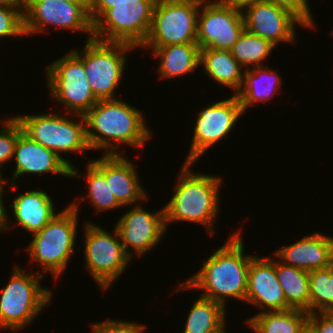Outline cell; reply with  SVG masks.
Segmentation results:
<instances>
[{
    "label": "cell",
    "instance_id": "1",
    "mask_svg": "<svg viewBox=\"0 0 333 333\" xmlns=\"http://www.w3.org/2000/svg\"><path fill=\"white\" fill-rule=\"evenodd\" d=\"M239 231L229 235L224 245L213 252L206 261H202L201 269L180 282L181 285L174 292L199 289L203 292L200 296L224 307L229 297L245 301L248 271L251 259L255 255L244 254V241Z\"/></svg>",
    "mask_w": 333,
    "mask_h": 333
},
{
    "label": "cell",
    "instance_id": "2",
    "mask_svg": "<svg viewBox=\"0 0 333 333\" xmlns=\"http://www.w3.org/2000/svg\"><path fill=\"white\" fill-rule=\"evenodd\" d=\"M143 114L118 98L98 100L84 115L90 149H104V155H118L121 154L120 143L133 148L143 147L152 135Z\"/></svg>",
    "mask_w": 333,
    "mask_h": 333
},
{
    "label": "cell",
    "instance_id": "3",
    "mask_svg": "<svg viewBox=\"0 0 333 333\" xmlns=\"http://www.w3.org/2000/svg\"><path fill=\"white\" fill-rule=\"evenodd\" d=\"M194 163L184 162L173 186V195L164 205L165 227L174 221H185L204 225L211 236L214 234L222 179L215 175L192 172Z\"/></svg>",
    "mask_w": 333,
    "mask_h": 333
},
{
    "label": "cell",
    "instance_id": "4",
    "mask_svg": "<svg viewBox=\"0 0 333 333\" xmlns=\"http://www.w3.org/2000/svg\"><path fill=\"white\" fill-rule=\"evenodd\" d=\"M77 199L81 198L76 197L42 230L32 235L33 239L27 247V252L30 262L40 263L42 270L38 272H42L43 276L49 272L53 278H58L67 269L69 259L75 253L77 229H79L78 203L83 200Z\"/></svg>",
    "mask_w": 333,
    "mask_h": 333
},
{
    "label": "cell",
    "instance_id": "5",
    "mask_svg": "<svg viewBox=\"0 0 333 333\" xmlns=\"http://www.w3.org/2000/svg\"><path fill=\"white\" fill-rule=\"evenodd\" d=\"M8 284L0 293V329L23 330L53 299V292L42 287L41 273H25L15 264Z\"/></svg>",
    "mask_w": 333,
    "mask_h": 333
},
{
    "label": "cell",
    "instance_id": "6",
    "mask_svg": "<svg viewBox=\"0 0 333 333\" xmlns=\"http://www.w3.org/2000/svg\"><path fill=\"white\" fill-rule=\"evenodd\" d=\"M84 50L71 49L83 62L92 93L97 100L116 99V92L125 74L126 54L137 49L121 42L86 40ZM116 89V90H115Z\"/></svg>",
    "mask_w": 333,
    "mask_h": 333
},
{
    "label": "cell",
    "instance_id": "7",
    "mask_svg": "<svg viewBox=\"0 0 333 333\" xmlns=\"http://www.w3.org/2000/svg\"><path fill=\"white\" fill-rule=\"evenodd\" d=\"M157 0H123L93 23V38L140 47L146 40Z\"/></svg>",
    "mask_w": 333,
    "mask_h": 333
},
{
    "label": "cell",
    "instance_id": "8",
    "mask_svg": "<svg viewBox=\"0 0 333 333\" xmlns=\"http://www.w3.org/2000/svg\"><path fill=\"white\" fill-rule=\"evenodd\" d=\"M76 117H80L79 122L55 112L15 116L27 136L60 157L62 152L68 157L70 152L91 150L87 142L84 116L77 114Z\"/></svg>",
    "mask_w": 333,
    "mask_h": 333
},
{
    "label": "cell",
    "instance_id": "9",
    "mask_svg": "<svg viewBox=\"0 0 333 333\" xmlns=\"http://www.w3.org/2000/svg\"><path fill=\"white\" fill-rule=\"evenodd\" d=\"M85 222V266L95 283L104 291L123 274L132 258L125 252L115 227L110 233L100 225Z\"/></svg>",
    "mask_w": 333,
    "mask_h": 333
},
{
    "label": "cell",
    "instance_id": "10",
    "mask_svg": "<svg viewBox=\"0 0 333 333\" xmlns=\"http://www.w3.org/2000/svg\"><path fill=\"white\" fill-rule=\"evenodd\" d=\"M45 74L51 98L63 104L72 117L84 116L98 102L91 91L83 62L71 50L47 65Z\"/></svg>",
    "mask_w": 333,
    "mask_h": 333
},
{
    "label": "cell",
    "instance_id": "11",
    "mask_svg": "<svg viewBox=\"0 0 333 333\" xmlns=\"http://www.w3.org/2000/svg\"><path fill=\"white\" fill-rule=\"evenodd\" d=\"M201 0H157L148 36L140 47L197 43Z\"/></svg>",
    "mask_w": 333,
    "mask_h": 333
},
{
    "label": "cell",
    "instance_id": "12",
    "mask_svg": "<svg viewBox=\"0 0 333 333\" xmlns=\"http://www.w3.org/2000/svg\"><path fill=\"white\" fill-rule=\"evenodd\" d=\"M51 25L66 31L85 32L87 40L93 38V24L89 12L82 5L70 0H26V36L48 32L46 28L52 27Z\"/></svg>",
    "mask_w": 333,
    "mask_h": 333
},
{
    "label": "cell",
    "instance_id": "13",
    "mask_svg": "<svg viewBox=\"0 0 333 333\" xmlns=\"http://www.w3.org/2000/svg\"><path fill=\"white\" fill-rule=\"evenodd\" d=\"M243 114L235 94L206 105L196 116L193 138L185 162L195 163L206 150L225 139Z\"/></svg>",
    "mask_w": 333,
    "mask_h": 333
},
{
    "label": "cell",
    "instance_id": "14",
    "mask_svg": "<svg viewBox=\"0 0 333 333\" xmlns=\"http://www.w3.org/2000/svg\"><path fill=\"white\" fill-rule=\"evenodd\" d=\"M197 18V44L200 49L230 51L245 30L242 10L218 0H201Z\"/></svg>",
    "mask_w": 333,
    "mask_h": 333
},
{
    "label": "cell",
    "instance_id": "15",
    "mask_svg": "<svg viewBox=\"0 0 333 333\" xmlns=\"http://www.w3.org/2000/svg\"><path fill=\"white\" fill-rule=\"evenodd\" d=\"M114 226L119 233L125 252L131 258L134 254L138 257L144 256L161 242L166 232L164 208L151 212L139 203L123 214Z\"/></svg>",
    "mask_w": 333,
    "mask_h": 333
},
{
    "label": "cell",
    "instance_id": "16",
    "mask_svg": "<svg viewBox=\"0 0 333 333\" xmlns=\"http://www.w3.org/2000/svg\"><path fill=\"white\" fill-rule=\"evenodd\" d=\"M245 30L270 41L279 43H295L296 26L305 24L292 12L275 4L260 0L242 9Z\"/></svg>",
    "mask_w": 333,
    "mask_h": 333
},
{
    "label": "cell",
    "instance_id": "17",
    "mask_svg": "<svg viewBox=\"0 0 333 333\" xmlns=\"http://www.w3.org/2000/svg\"><path fill=\"white\" fill-rule=\"evenodd\" d=\"M245 302L262 310L261 312L292 309L286 303L275 272V257L254 256L251 259Z\"/></svg>",
    "mask_w": 333,
    "mask_h": 333
},
{
    "label": "cell",
    "instance_id": "18",
    "mask_svg": "<svg viewBox=\"0 0 333 333\" xmlns=\"http://www.w3.org/2000/svg\"><path fill=\"white\" fill-rule=\"evenodd\" d=\"M15 170L10 178V186L15 189L16 179L26 174H59L71 178L73 164L69 159L60 157L56 152L47 149L32 140L23 131L15 143Z\"/></svg>",
    "mask_w": 333,
    "mask_h": 333
},
{
    "label": "cell",
    "instance_id": "19",
    "mask_svg": "<svg viewBox=\"0 0 333 333\" xmlns=\"http://www.w3.org/2000/svg\"><path fill=\"white\" fill-rule=\"evenodd\" d=\"M125 154L102 155L90 162L105 176L111 193L123 206L137 205L144 199L147 192L140 183L136 166Z\"/></svg>",
    "mask_w": 333,
    "mask_h": 333
},
{
    "label": "cell",
    "instance_id": "20",
    "mask_svg": "<svg viewBox=\"0 0 333 333\" xmlns=\"http://www.w3.org/2000/svg\"><path fill=\"white\" fill-rule=\"evenodd\" d=\"M274 252L272 255L282 263L311 272L333 264V238L313 232Z\"/></svg>",
    "mask_w": 333,
    "mask_h": 333
},
{
    "label": "cell",
    "instance_id": "21",
    "mask_svg": "<svg viewBox=\"0 0 333 333\" xmlns=\"http://www.w3.org/2000/svg\"><path fill=\"white\" fill-rule=\"evenodd\" d=\"M42 190H30L17 196L12 202L14 224L35 234L58 214L51 197ZM17 223V224H16Z\"/></svg>",
    "mask_w": 333,
    "mask_h": 333
},
{
    "label": "cell",
    "instance_id": "22",
    "mask_svg": "<svg viewBox=\"0 0 333 333\" xmlns=\"http://www.w3.org/2000/svg\"><path fill=\"white\" fill-rule=\"evenodd\" d=\"M140 48H150L153 57L160 59L157 66L160 79L182 77L200 67V47L197 43Z\"/></svg>",
    "mask_w": 333,
    "mask_h": 333
},
{
    "label": "cell",
    "instance_id": "23",
    "mask_svg": "<svg viewBox=\"0 0 333 333\" xmlns=\"http://www.w3.org/2000/svg\"><path fill=\"white\" fill-rule=\"evenodd\" d=\"M243 84L236 96L245 113L251 105L267 102L282 85V79L276 70L269 67H250L244 69Z\"/></svg>",
    "mask_w": 333,
    "mask_h": 333
},
{
    "label": "cell",
    "instance_id": "24",
    "mask_svg": "<svg viewBox=\"0 0 333 333\" xmlns=\"http://www.w3.org/2000/svg\"><path fill=\"white\" fill-rule=\"evenodd\" d=\"M200 66L213 79V82L231 88L235 95L243 84V67L230 51L220 49H200Z\"/></svg>",
    "mask_w": 333,
    "mask_h": 333
},
{
    "label": "cell",
    "instance_id": "25",
    "mask_svg": "<svg viewBox=\"0 0 333 333\" xmlns=\"http://www.w3.org/2000/svg\"><path fill=\"white\" fill-rule=\"evenodd\" d=\"M309 313L300 309L259 312L245 323L256 333H299Z\"/></svg>",
    "mask_w": 333,
    "mask_h": 333
},
{
    "label": "cell",
    "instance_id": "26",
    "mask_svg": "<svg viewBox=\"0 0 333 333\" xmlns=\"http://www.w3.org/2000/svg\"><path fill=\"white\" fill-rule=\"evenodd\" d=\"M275 259V272L284 291L286 303L292 309H300L309 313V272Z\"/></svg>",
    "mask_w": 333,
    "mask_h": 333
},
{
    "label": "cell",
    "instance_id": "27",
    "mask_svg": "<svg viewBox=\"0 0 333 333\" xmlns=\"http://www.w3.org/2000/svg\"><path fill=\"white\" fill-rule=\"evenodd\" d=\"M226 307L199 296L189 310L183 333H212L226 322Z\"/></svg>",
    "mask_w": 333,
    "mask_h": 333
},
{
    "label": "cell",
    "instance_id": "28",
    "mask_svg": "<svg viewBox=\"0 0 333 333\" xmlns=\"http://www.w3.org/2000/svg\"><path fill=\"white\" fill-rule=\"evenodd\" d=\"M86 173L85 176L83 174L77 172V168L75 165L71 167V177L75 179L77 178H86L87 182V196L88 200L95 211L103 212L107 210H113L119 207H122L116 198L114 197L113 193H111V189L109 188V183H107L105 176L89 161L86 164Z\"/></svg>",
    "mask_w": 333,
    "mask_h": 333
},
{
    "label": "cell",
    "instance_id": "29",
    "mask_svg": "<svg viewBox=\"0 0 333 333\" xmlns=\"http://www.w3.org/2000/svg\"><path fill=\"white\" fill-rule=\"evenodd\" d=\"M275 47L270 41L244 30L230 52L243 68L249 69L251 65L264 66L263 60L269 57Z\"/></svg>",
    "mask_w": 333,
    "mask_h": 333
},
{
    "label": "cell",
    "instance_id": "30",
    "mask_svg": "<svg viewBox=\"0 0 333 333\" xmlns=\"http://www.w3.org/2000/svg\"><path fill=\"white\" fill-rule=\"evenodd\" d=\"M309 314L333 311V264L309 272Z\"/></svg>",
    "mask_w": 333,
    "mask_h": 333
},
{
    "label": "cell",
    "instance_id": "31",
    "mask_svg": "<svg viewBox=\"0 0 333 333\" xmlns=\"http://www.w3.org/2000/svg\"><path fill=\"white\" fill-rule=\"evenodd\" d=\"M0 129V173L7 161H11L14 155L15 143L18 139L19 134L23 131L20 123L16 118L9 117L4 119L1 123Z\"/></svg>",
    "mask_w": 333,
    "mask_h": 333
},
{
    "label": "cell",
    "instance_id": "32",
    "mask_svg": "<svg viewBox=\"0 0 333 333\" xmlns=\"http://www.w3.org/2000/svg\"><path fill=\"white\" fill-rule=\"evenodd\" d=\"M24 9L0 6V39L26 36L24 30Z\"/></svg>",
    "mask_w": 333,
    "mask_h": 333
},
{
    "label": "cell",
    "instance_id": "33",
    "mask_svg": "<svg viewBox=\"0 0 333 333\" xmlns=\"http://www.w3.org/2000/svg\"><path fill=\"white\" fill-rule=\"evenodd\" d=\"M91 327L95 333H144V329L147 328L141 323L136 324L133 321H121L116 319L96 322L93 323Z\"/></svg>",
    "mask_w": 333,
    "mask_h": 333
},
{
    "label": "cell",
    "instance_id": "34",
    "mask_svg": "<svg viewBox=\"0 0 333 333\" xmlns=\"http://www.w3.org/2000/svg\"><path fill=\"white\" fill-rule=\"evenodd\" d=\"M287 9L297 16L308 28H314V18L310 12L308 0H264Z\"/></svg>",
    "mask_w": 333,
    "mask_h": 333
},
{
    "label": "cell",
    "instance_id": "35",
    "mask_svg": "<svg viewBox=\"0 0 333 333\" xmlns=\"http://www.w3.org/2000/svg\"><path fill=\"white\" fill-rule=\"evenodd\" d=\"M308 321L315 327L317 333H333V315L330 312H313Z\"/></svg>",
    "mask_w": 333,
    "mask_h": 333
},
{
    "label": "cell",
    "instance_id": "36",
    "mask_svg": "<svg viewBox=\"0 0 333 333\" xmlns=\"http://www.w3.org/2000/svg\"><path fill=\"white\" fill-rule=\"evenodd\" d=\"M123 0H91L89 16L92 24L113 4Z\"/></svg>",
    "mask_w": 333,
    "mask_h": 333
},
{
    "label": "cell",
    "instance_id": "37",
    "mask_svg": "<svg viewBox=\"0 0 333 333\" xmlns=\"http://www.w3.org/2000/svg\"><path fill=\"white\" fill-rule=\"evenodd\" d=\"M3 174L0 173V231L2 233V231L4 232H7L9 231V222L10 220L8 219L10 216H7V211H6V208L5 207V203H4V200H3V192H4V186L5 184L7 185L8 182L10 181H5V179L3 178ZM4 179V180H3Z\"/></svg>",
    "mask_w": 333,
    "mask_h": 333
},
{
    "label": "cell",
    "instance_id": "38",
    "mask_svg": "<svg viewBox=\"0 0 333 333\" xmlns=\"http://www.w3.org/2000/svg\"><path fill=\"white\" fill-rule=\"evenodd\" d=\"M218 1L223 5L239 8L242 10L245 6L260 0H218Z\"/></svg>",
    "mask_w": 333,
    "mask_h": 333
},
{
    "label": "cell",
    "instance_id": "39",
    "mask_svg": "<svg viewBox=\"0 0 333 333\" xmlns=\"http://www.w3.org/2000/svg\"><path fill=\"white\" fill-rule=\"evenodd\" d=\"M26 0H0V6L25 8Z\"/></svg>",
    "mask_w": 333,
    "mask_h": 333
},
{
    "label": "cell",
    "instance_id": "40",
    "mask_svg": "<svg viewBox=\"0 0 333 333\" xmlns=\"http://www.w3.org/2000/svg\"><path fill=\"white\" fill-rule=\"evenodd\" d=\"M299 333H317V331L315 327L309 321H307L300 329Z\"/></svg>",
    "mask_w": 333,
    "mask_h": 333
},
{
    "label": "cell",
    "instance_id": "41",
    "mask_svg": "<svg viewBox=\"0 0 333 333\" xmlns=\"http://www.w3.org/2000/svg\"><path fill=\"white\" fill-rule=\"evenodd\" d=\"M82 5L88 12L90 11L91 0H70Z\"/></svg>",
    "mask_w": 333,
    "mask_h": 333
},
{
    "label": "cell",
    "instance_id": "42",
    "mask_svg": "<svg viewBox=\"0 0 333 333\" xmlns=\"http://www.w3.org/2000/svg\"><path fill=\"white\" fill-rule=\"evenodd\" d=\"M226 322L224 324H222L219 328H217L215 331H213L212 333H227V326H226ZM226 326V327H225Z\"/></svg>",
    "mask_w": 333,
    "mask_h": 333
}]
</instances>
